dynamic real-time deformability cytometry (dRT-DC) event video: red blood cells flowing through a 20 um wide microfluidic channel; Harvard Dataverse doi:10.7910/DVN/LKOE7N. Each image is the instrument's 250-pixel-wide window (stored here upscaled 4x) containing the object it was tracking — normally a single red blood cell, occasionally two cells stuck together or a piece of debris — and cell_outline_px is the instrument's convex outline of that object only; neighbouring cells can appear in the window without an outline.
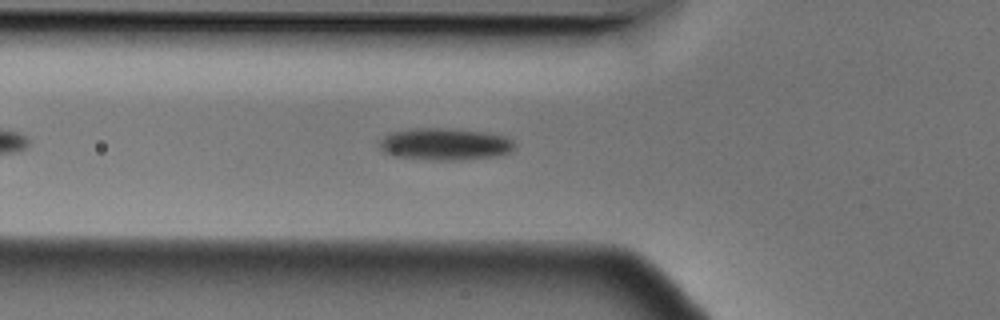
{"species": "Egyptian fruit bat (a non-hibernating species)", "species_latin": "Rousettus aegyptiacus", "temperature_condition": "cold", "stored_images_in_passage": 29, "camera_frame_rate_fps": 3000, "um_per_image_px": 0.085, "animal": {"sex": "male"}, "frame": {"image": 1, "passage_image": 4, "time_ms": 1.0, "image_size_px": [1000, 320], "cell_outline_px": [[516, 144], [508, 152], [492, 156], [460, 160], [436, 160], [392, 156], [384, 152], [380, 148], [380, 140], [384, 136], [392, 132], [412, 128], [444, 128], [484, 132], [504, 136], [512, 140]], "centroid_in_image_um": [37.77, 12.25], "position_along_channel_um": 88.0, "area_um2": 24.97}}
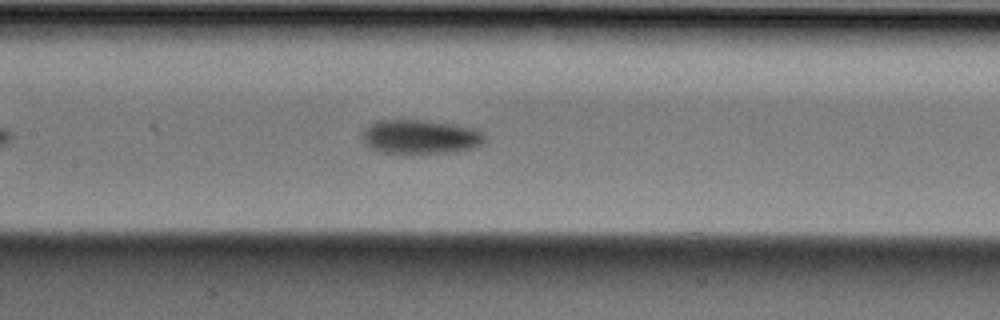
{"frame": {"image": 2, "passage_image": 11, "time_ms": 3.333, "image_size_px": [1000, 320], "cell_outline_px": [[484, 140], [480, 144], [472, 148], [456, 152], [376, 152], [364, 144], [360, 140], [364, 128], [376, 120], [420, 120], [456, 124], [472, 128], [484, 132]], "centroid_in_image_um": [35.67, 11.61], "position_along_channel_um": 171.7, "area_um2": 24.33}}
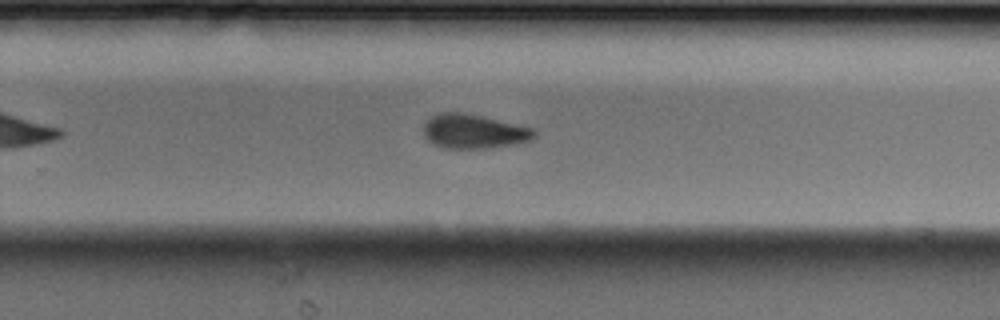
{"frame": {"image": 3, "passage_image": 21, "time_ms": 6.667, "image_size_px": [1000, 320], "cell_outline_px": [[536, 136], [532, 140], [484, 148], [444, 148], [432, 144], [424, 136], [424, 124], [432, 116], [444, 112], [460, 112], [480, 116], [532, 128], [536, 132]], "centroid_in_image_um": [40.23, 11.17], "position_along_channel_um": 289.6, "area_um2": 21.62}, "authors_computed_cell_mechanics": {"area_um2": 23.3512, "velocity_mm_per_s": 3.5418, "shape_relaxation_time_tau1_ms": 3.4179, "shape_relaxation_time_tau2_ms": null, "deformation_change_tau1": 0.1004, "deformation_change_tau2": null}}